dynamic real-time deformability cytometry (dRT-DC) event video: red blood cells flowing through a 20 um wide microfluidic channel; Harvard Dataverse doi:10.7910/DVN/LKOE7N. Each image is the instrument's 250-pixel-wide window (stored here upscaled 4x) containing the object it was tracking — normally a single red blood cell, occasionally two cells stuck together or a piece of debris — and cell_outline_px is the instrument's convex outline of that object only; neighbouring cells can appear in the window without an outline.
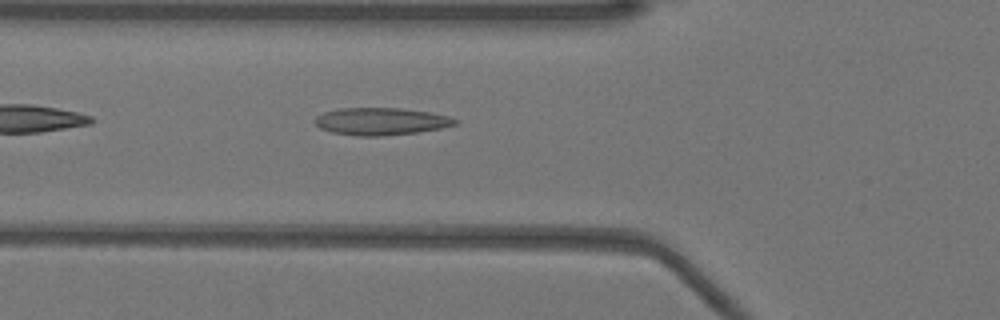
{"species": "Egyptian fruit bat (a non-hibernating species)", "species_latin": "Rousettus aegyptiacus", "temperature_condition": "warm", "stored_images_in_passage": 30, "camera_frame_rate_fps": 3000, "um_per_image_px": 0.085, "animal": {"sex": "female"}, "frame": {"image": 1, "passage_image": 4, "time_ms": 1.0, "image_size_px": [1000, 320], "cell_outline_px": [[460, 120], [456, 124], [440, 128], [416, 132], [380, 136], [356, 136], [332, 132], [320, 128], [312, 120], [316, 116], [324, 112], [336, 108], [400, 108], [432, 112], [448, 116]], "centroid_in_image_um": [32.36, 10.31], "position_along_channel_um": 93.4, "area_um2": 22.43}}
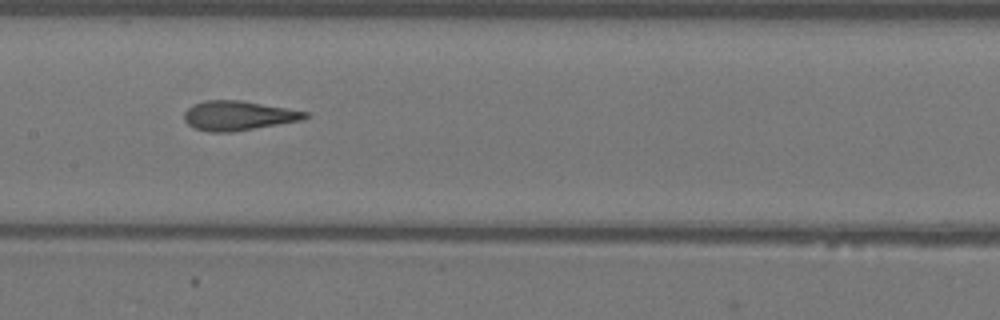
{"frame": {"image": 2, "passage_image": 11, "time_ms": 3.333, "image_size_px": [1000, 320], "cell_outline_px": [[308, 116], [300, 120], [232, 132], [208, 132], [192, 128], [184, 120], [184, 112], [192, 104], [204, 100], [240, 100], [288, 108], [308, 112]], "centroid_in_image_um": [20.18, 9.82], "position_along_channel_um": 187.2, "area_um2": 20.75}}
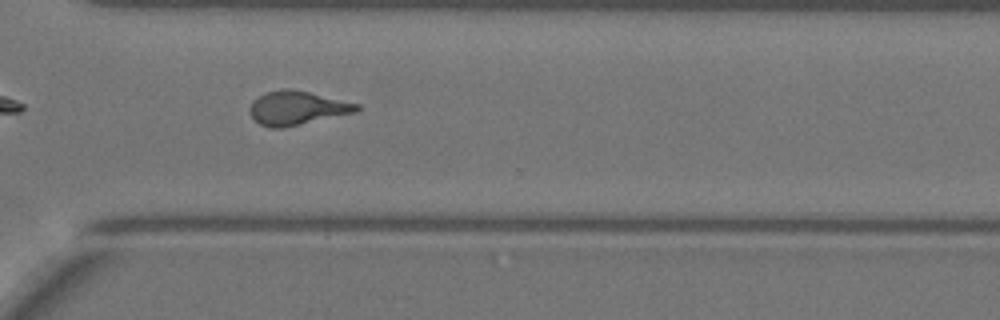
{"frame": {"image": 3, "passage_image": 23, "time_ms": 7.333, "image_size_px": [1000, 320], "cell_outline_px": [[360, 108], [356, 112], [284, 128], [272, 128], [260, 124], [248, 112], [248, 108], [252, 100], [268, 92], [284, 88], [288, 88], [308, 92], [360, 104]], "centroid_in_image_um": [25.23, 9.19], "position_along_channel_um": 345.4, "area_um2": 20.98}, "authors_computed_cell_mechanics": {"area_um2": 20.9236, "velocity_mm_per_s": 3.9735, "shape_relaxation_time_tau1_ms": null, "shape_relaxation_time_tau2_ms": 1.4129, "deformation_change_tau1": null, "deformation_change_tau2": 0.1007}}